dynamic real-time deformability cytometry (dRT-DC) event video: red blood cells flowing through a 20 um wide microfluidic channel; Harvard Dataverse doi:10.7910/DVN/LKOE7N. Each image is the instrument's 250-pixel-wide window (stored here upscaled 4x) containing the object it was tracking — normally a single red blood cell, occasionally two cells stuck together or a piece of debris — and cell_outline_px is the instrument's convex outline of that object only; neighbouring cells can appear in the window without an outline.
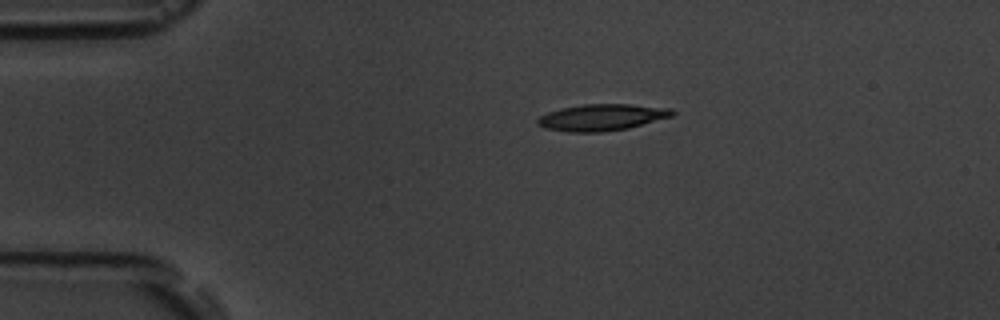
{"species": "common noctule bat (a hibernating species)", "species_latin": "Nyctalus noctula", "temperature_condition": "room temperature", "stored_images_in_passage": 5, "camera_frame_rate_fps": 3000, "um_per_image_px": 0.085, "animal": {"sex": "male", "body_mass_g": 19.5, "forearm_length_mm": 54.6}, "frame": {"image": 1, "passage_image": 1, "time_ms": 0.0, "image_size_px": [1000, 320], "cell_outline_px": [[676, 112], [672, 116], [628, 128], [604, 132], [568, 132], [544, 128], [536, 124], [536, 120], [540, 116], [548, 112], [560, 108], [584, 104], [628, 104], [672, 108]], "centroid_in_image_um": [51.13, 9.97], "position_along_channel_um": 33.9, "area_um2": 20.92}}
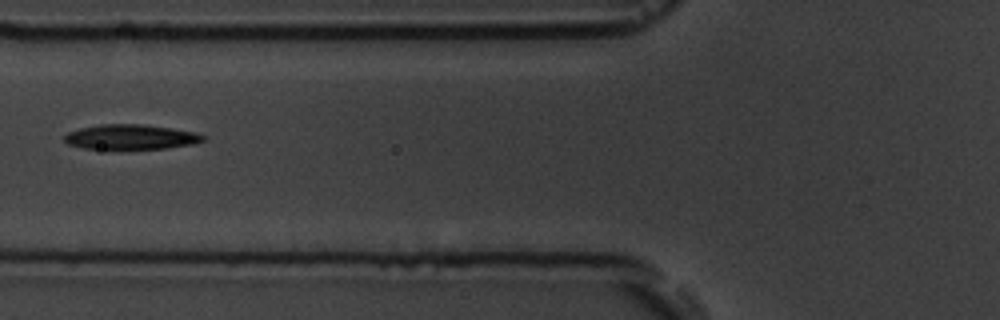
{"frame": {"image": 2, "passage_image": 4, "time_ms": 3.333, "image_size_px": [1000, 320], "cell_outline_px": [[208, 136], [204, 140], [192, 144], [164, 148], [84, 148], [68, 144], [64, 140], [64, 136], [68, 132], [80, 128], [100, 124], [144, 124], [196, 132]], "centroid_in_image_um": [11.13, 11.62], "position_along_channel_um": 114.7, "area_um2": 19.88}}
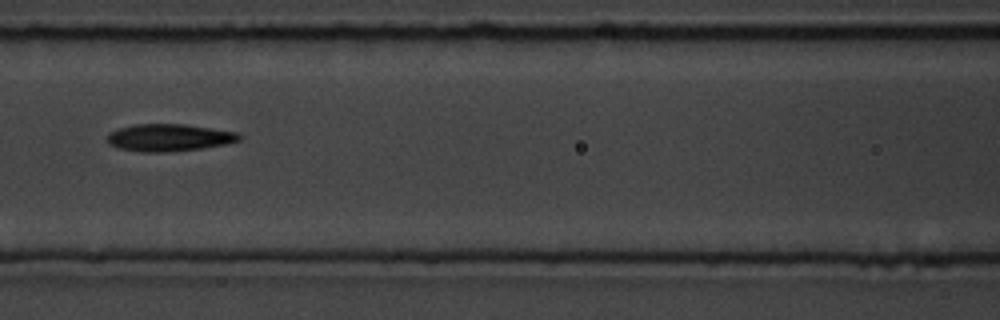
{"frame": {"image": 3, "passage_image": 5, "time_ms": 4.333, "image_size_px": [1000, 320], "cell_outline_px": [[244, 136], [240, 140], [228, 144], [200, 148], [160, 152], [144, 152], [116, 148], [108, 144], [108, 132], [116, 128], [132, 124], [184, 124], [236, 132]], "centroid_in_image_um": [14.33, 11.69], "position_along_channel_um": 152.3, "area_um2": 21.04}}